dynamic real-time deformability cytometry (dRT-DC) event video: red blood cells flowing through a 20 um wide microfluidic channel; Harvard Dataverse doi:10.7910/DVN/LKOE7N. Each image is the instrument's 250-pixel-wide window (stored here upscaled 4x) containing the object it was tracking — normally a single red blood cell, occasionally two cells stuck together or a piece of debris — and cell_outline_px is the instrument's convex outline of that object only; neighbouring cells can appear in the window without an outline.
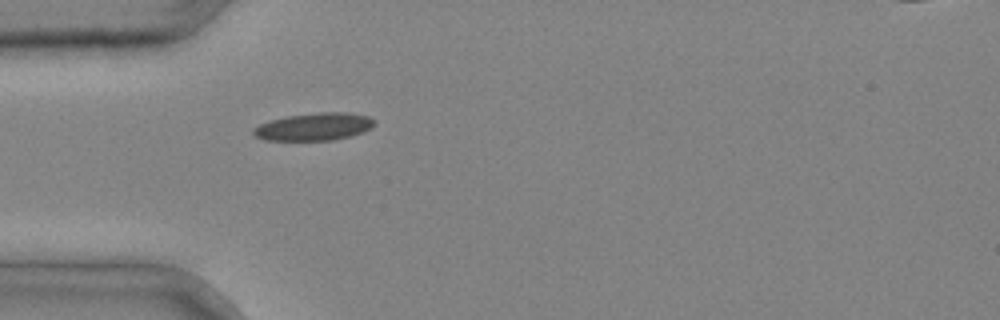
{"species": "common noctule bat (a hibernating species)", "species_latin": "Nyctalus noctula", "temperature_condition": "cold", "stored_images_in_passage": 3, "camera_frame_rate_fps": 3000, "um_per_image_px": 0.085, "animal": {"sex": "male", "body_mass_g": 20.4}, "frame": {"image": 1, "passage_image": 3, "time_ms": 0.667, "image_size_px": [1000, 320], "cell_outline_px": [[376, 124], [372, 128], [364, 132], [332, 140], [264, 140], [252, 136], [252, 128], [260, 124], [272, 120], [288, 116], [320, 112], [344, 112], [368, 116], [376, 120]], "centroid_in_image_um": [26.7, 10.77], "position_along_channel_um": 58.3, "area_um2": 19.48}}